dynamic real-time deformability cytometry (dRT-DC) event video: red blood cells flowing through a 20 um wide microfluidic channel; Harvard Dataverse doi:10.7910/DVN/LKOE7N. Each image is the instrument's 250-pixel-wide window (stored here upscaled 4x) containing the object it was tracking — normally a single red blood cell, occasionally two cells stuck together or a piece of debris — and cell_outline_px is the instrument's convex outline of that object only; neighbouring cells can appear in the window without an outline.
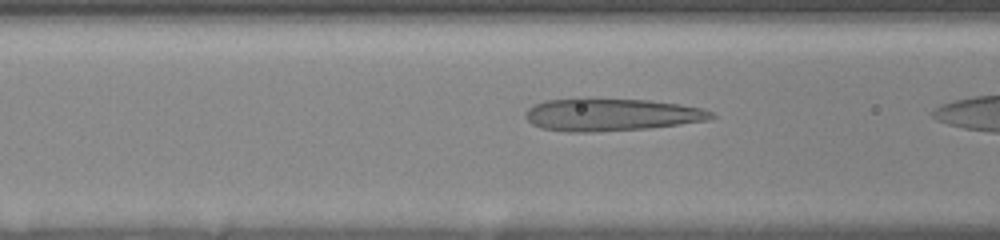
{"species": "human", "species_latin": "Homo sapiens", "temperature_condition": "room temperature", "stored_images_in_passage": 11, "camera_frame_rate_fps": 3000, "um_per_image_px": 0.085, "donor": {"sex": "female"}, "frame": {"image": 1, "passage_image": 9, "time_ms": 1.333, "image_size_px": [1000, 240], "cell_outline_px": [[716, 116], [708, 120], [680, 124], [648, 128], [596, 132], [568, 132], [540, 128], [532, 124], [524, 116], [524, 112], [532, 104], [544, 100], [576, 96], [584, 96], [648, 100], [680, 104], [704, 108], [712, 112]], "centroid_in_image_um": [51.87, 9.71], "position_along_channel_um": 114.7, "area_um2": 36.47}}